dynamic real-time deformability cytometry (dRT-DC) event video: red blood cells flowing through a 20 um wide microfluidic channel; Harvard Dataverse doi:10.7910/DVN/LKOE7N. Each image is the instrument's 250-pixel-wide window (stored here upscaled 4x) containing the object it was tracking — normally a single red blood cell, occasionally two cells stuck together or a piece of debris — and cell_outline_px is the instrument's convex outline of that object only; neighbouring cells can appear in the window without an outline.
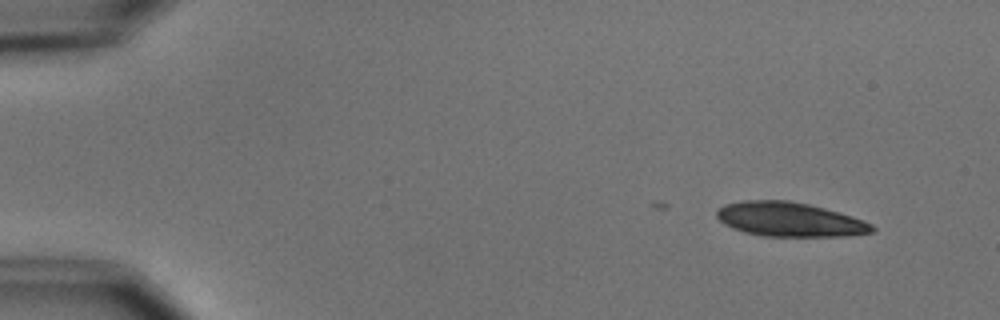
{"species": "common noctule bat (a hibernating species)", "species_latin": "Nyctalus noctula", "temperature_condition": "cold", "stored_images_in_passage": 2, "camera_frame_rate_fps": 3000, "um_per_image_px": 0.085, "animal": {"sex": "male", "body_mass_g": 15.6}, "frame": {"image": 1, "passage_image": 2, "time_ms": 1.333, "image_size_px": [1000, 320], "cell_outline_px": [[876, 228], [872, 232], [848, 236], [764, 236], [744, 232], [732, 228], [724, 224], [716, 216], [716, 208], [724, 204], [744, 200], [788, 200], [808, 204], [824, 208], [852, 216], [864, 220], [872, 224]], "centroid_in_image_um": [67.09, 18.65], "position_along_channel_um": 17.9, "area_um2": 31.15}}